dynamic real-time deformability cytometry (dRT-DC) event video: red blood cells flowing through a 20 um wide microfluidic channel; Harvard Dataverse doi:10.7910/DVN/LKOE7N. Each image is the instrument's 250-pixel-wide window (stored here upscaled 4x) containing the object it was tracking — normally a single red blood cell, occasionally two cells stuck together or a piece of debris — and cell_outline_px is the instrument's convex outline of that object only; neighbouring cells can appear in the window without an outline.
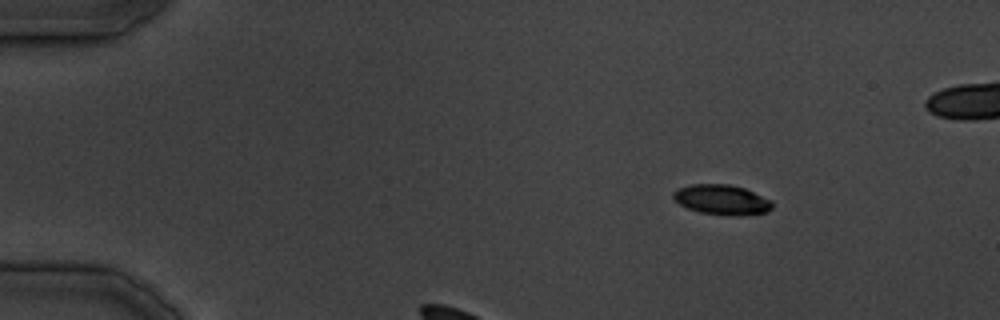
{"species": "common noctule bat (a hibernating species)", "species_latin": "Nyctalus noctula", "temperature_condition": "cold", "stored_images_in_passage": 26, "camera_frame_rate_fps": 3000, "um_per_image_px": 0.085, "animal": {"sex": "male", "body_mass_g": 19.5, "forearm_length_mm": 54.6}, "frame": {"image": 1, "passage_image": 1, "time_ms": 0.0, "image_size_px": [1000, 320], "cell_outline_px": [[772, 208], [768, 212], [732, 216], [728, 216], [700, 212], [688, 208], [680, 204], [672, 196], [672, 192], [680, 188], [692, 184], [728, 184], [744, 188], [772, 200]], "centroid_in_image_um": [61.37, 16.98], "position_along_channel_um": 23.6, "area_um2": 17.22}}